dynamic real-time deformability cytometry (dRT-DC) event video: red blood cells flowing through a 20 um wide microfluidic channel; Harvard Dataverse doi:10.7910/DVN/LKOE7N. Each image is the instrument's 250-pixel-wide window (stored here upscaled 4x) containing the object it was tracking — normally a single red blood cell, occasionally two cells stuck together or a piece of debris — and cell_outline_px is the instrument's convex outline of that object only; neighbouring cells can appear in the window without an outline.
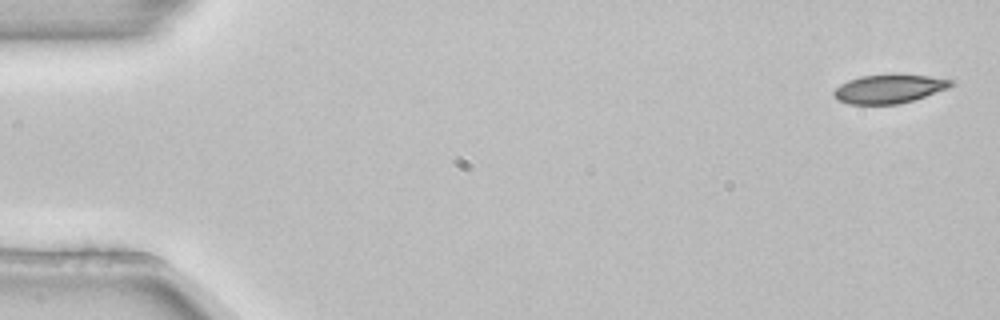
{"species": "common noctule bat (a hibernating species)", "species_latin": "Nyctalus noctula", "temperature_condition": "room temperature", "stored_images_in_passage": 4, "camera_frame_rate_fps": 3000, "um_per_image_px": 0.085, "animal": {"sex": "female", "body_mass_g": 22.7, "forearm_length_mm": 54.2}, "frame": {"image": 1, "passage_image": 1, "time_ms": 0.0, "image_size_px": [1000, 320], "cell_outline_px": [[952, 84], [948, 88], [912, 100], [896, 104], [848, 104], [836, 100], [832, 96], [832, 92], [840, 84], [848, 80], [860, 76], [928, 76], [952, 80]], "centroid_in_image_um": [75.47, 7.58], "position_along_channel_um": 9.5, "area_um2": 19.02}}
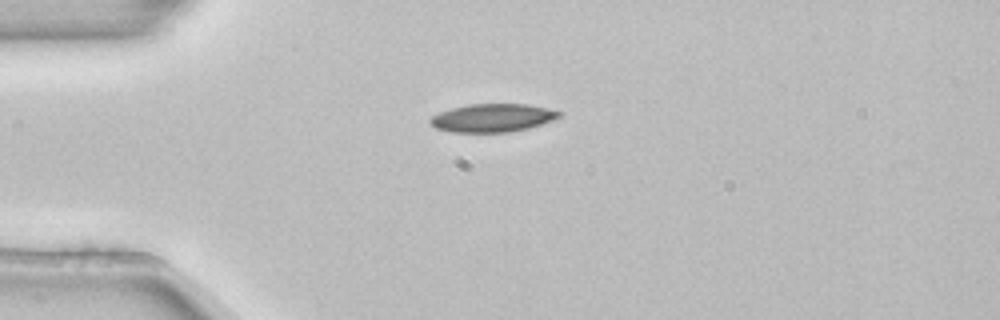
{"frame": {"image": 2, "passage_image": 4, "time_ms": 1.0, "image_size_px": [1000, 320], "cell_outline_px": [[564, 112], [560, 116], [552, 120], [528, 128], [508, 132], [452, 132], [436, 128], [428, 120], [432, 116], [440, 112], [452, 108], [468, 104], [528, 104]], "centroid_in_image_um": [41.86, 10.01], "position_along_channel_um": 43.1, "area_um2": 21.04}}